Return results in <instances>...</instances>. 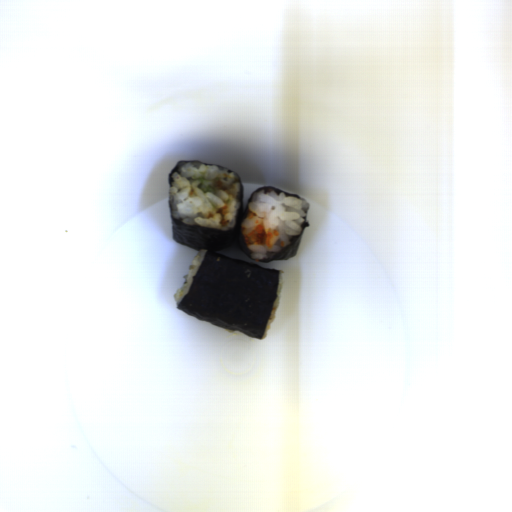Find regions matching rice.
<instances>
[{
  "instance_id": "obj_3",
  "label": "rice",
  "mask_w": 512,
  "mask_h": 512,
  "mask_svg": "<svg viewBox=\"0 0 512 512\" xmlns=\"http://www.w3.org/2000/svg\"><path fill=\"white\" fill-rule=\"evenodd\" d=\"M206 249H200L197 251L196 255L192 258L191 263L188 267V271L183 275V281L181 286L176 290L173 296V300L176 304L180 303L189 292L193 280L204 260L206 255Z\"/></svg>"
},
{
  "instance_id": "obj_1",
  "label": "rice",
  "mask_w": 512,
  "mask_h": 512,
  "mask_svg": "<svg viewBox=\"0 0 512 512\" xmlns=\"http://www.w3.org/2000/svg\"><path fill=\"white\" fill-rule=\"evenodd\" d=\"M198 177H204V186L215 187L216 181L223 186L216 193H203L197 187ZM240 182L235 173L219 166L198 162H184L173 172L168 187L169 207L174 218L184 224L218 231H231L239 212ZM226 205L227 227L219 223L221 215L217 210Z\"/></svg>"
},
{
  "instance_id": "obj_4",
  "label": "rice",
  "mask_w": 512,
  "mask_h": 512,
  "mask_svg": "<svg viewBox=\"0 0 512 512\" xmlns=\"http://www.w3.org/2000/svg\"><path fill=\"white\" fill-rule=\"evenodd\" d=\"M285 279H286V274H285L284 271H281L280 275H279V279H278L277 289H276V299H275V301L273 303V306H272L270 315L268 317L265 329H264L263 334L261 336V339L263 341L267 337V334H268V332L271 329V325H272V323L274 322V320L276 318L279 300H280V297H281V294H282V291H283V288H284V285H285Z\"/></svg>"
},
{
  "instance_id": "obj_2",
  "label": "rice",
  "mask_w": 512,
  "mask_h": 512,
  "mask_svg": "<svg viewBox=\"0 0 512 512\" xmlns=\"http://www.w3.org/2000/svg\"><path fill=\"white\" fill-rule=\"evenodd\" d=\"M309 207V202L303 198L286 196L284 192H266L265 189L255 192L248 209L256 216L248 218L247 215L241 222L242 235L250 233L258 225H262L265 232L277 231L279 235L274 239L271 248L264 245H247L251 251V259L262 261L288 247L292 238L301 233Z\"/></svg>"
}]
</instances>
